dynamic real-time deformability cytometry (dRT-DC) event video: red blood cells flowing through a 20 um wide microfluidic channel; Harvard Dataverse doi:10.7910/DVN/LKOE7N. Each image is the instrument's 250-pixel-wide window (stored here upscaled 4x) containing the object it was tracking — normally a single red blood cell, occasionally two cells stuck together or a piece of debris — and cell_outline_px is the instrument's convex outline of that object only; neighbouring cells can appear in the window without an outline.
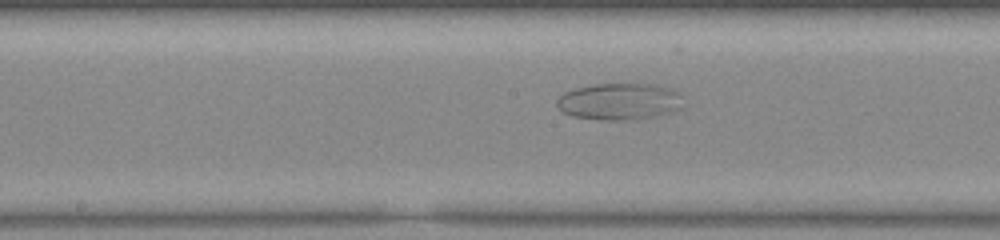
{"species": "common noctule bat (a hibernating species)", "species_latin": "Nyctalus noctula", "temperature_condition": "warm", "stored_images_in_passage": 22, "camera_frame_rate_fps": 3000, "um_per_image_px": 0.085, "animal": {"sex": "female", "body_mass_g": 23.0, "forearm_length_mm": 53.4}, "frame": {"image": 1, "passage_image": 16, "time_ms": 5.0, "image_size_px": [1000, 240], "cell_outline_px": [[680, 108], [652, 116], [628, 120], [600, 120], [572, 116], [564, 112], [556, 104], [556, 100], [564, 92], [576, 88], [596, 84], [656, 84], [672, 88], [680, 96]], "centroid_in_image_um": [52.59, 8.62], "position_along_channel_um": 195.6, "area_um2": 26.65}}
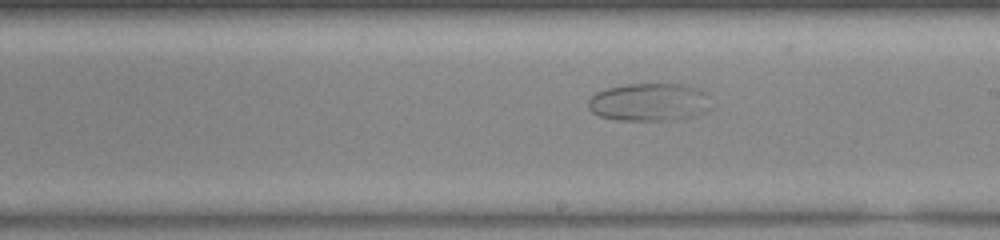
{"frame": {"image": 2, "passage_image": 19, "time_ms": 6.0, "image_size_px": [1000, 240], "cell_outline_px": [[712, 108], [704, 112], [692, 116], [664, 120], [620, 120], [600, 116], [592, 112], [588, 108], [588, 100], [596, 92], [608, 88], [628, 84], [680, 84], [700, 88], [708, 92]], "centroid_in_image_um": [55.23, 8.67], "position_along_channel_um": 233.8, "area_um2": 27.22}}